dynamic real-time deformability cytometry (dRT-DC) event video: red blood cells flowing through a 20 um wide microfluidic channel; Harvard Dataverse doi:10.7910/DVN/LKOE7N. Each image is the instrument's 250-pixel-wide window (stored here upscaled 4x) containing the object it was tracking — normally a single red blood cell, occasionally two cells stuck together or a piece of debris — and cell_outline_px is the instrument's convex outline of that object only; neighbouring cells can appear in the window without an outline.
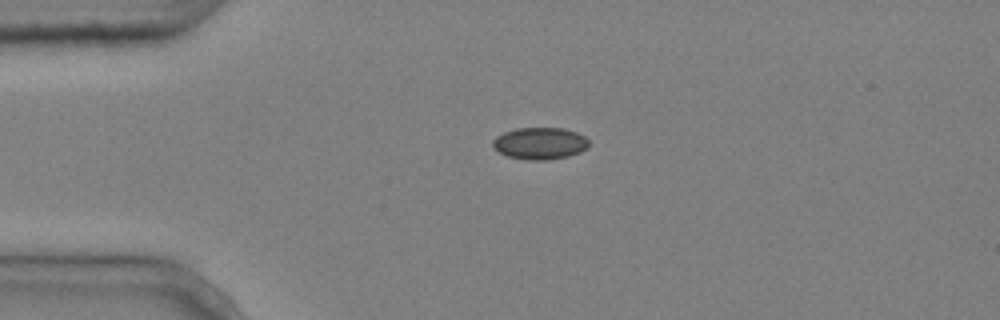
{"species": "common noctule bat (a hibernating species)", "species_latin": "Nyctalus noctula", "temperature_condition": "cold", "stored_images_in_passage": 4, "camera_frame_rate_fps": 3000, "um_per_image_px": 0.085, "animal": {"sex": "male", "body_mass_g": 20.4}, "frame": {"image": 1, "passage_image": 1, "time_ms": 0.0, "image_size_px": [1000, 320], "cell_outline_px": [[588, 148], [580, 152], [568, 156], [548, 160], [528, 160], [508, 156], [500, 152], [492, 144], [492, 140], [496, 136], [504, 132], [516, 128], [564, 128], [576, 132], [584, 136], [588, 140]], "centroid_in_image_um": [45.9, 12.18], "position_along_channel_um": 39.1, "area_um2": 17.86}}